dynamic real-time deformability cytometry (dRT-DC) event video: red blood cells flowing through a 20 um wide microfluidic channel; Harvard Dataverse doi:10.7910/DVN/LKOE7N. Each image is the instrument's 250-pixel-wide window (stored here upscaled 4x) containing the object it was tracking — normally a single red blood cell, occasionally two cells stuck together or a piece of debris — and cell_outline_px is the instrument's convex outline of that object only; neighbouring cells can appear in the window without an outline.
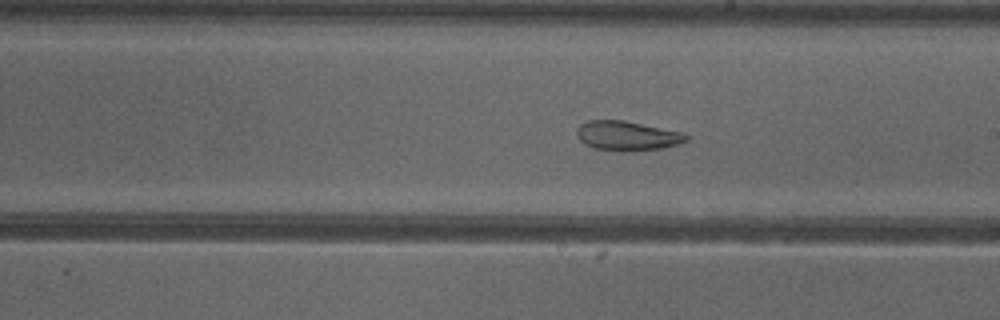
{"species": "common noctule bat (a hibernating species)", "species_latin": "Nyctalus noctula", "temperature_condition": "cold", "stored_images_in_passage": 52, "camera_frame_rate_fps": 3000, "um_per_image_px": 0.085, "animal": {"sex": "female"}, "frame": {"image": 1, "passage_image": 30, "time_ms": 9.667, "image_size_px": [1000, 320], "cell_outline_px": [[688, 140], [680, 144], [664, 148], [592, 148], [584, 144], [580, 140], [576, 132], [576, 128], [580, 124], [588, 120], [624, 120], [680, 132], [688, 136]], "centroid_in_image_um": [53.28, 11.49], "position_along_channel_um": 235.7, "area_um2": 17.92}, "authors_computed_cell_mechanics": {"area_um2": 26.5591, "velocity_mm_per_s": 3.8796, "shape_relaxation_time_tau1_ms": null, "shape_relaxation_time_tau2_ms": 2.4132, "deformation_change_tau1": null, "deformation_change_tau2": 0.0949}}